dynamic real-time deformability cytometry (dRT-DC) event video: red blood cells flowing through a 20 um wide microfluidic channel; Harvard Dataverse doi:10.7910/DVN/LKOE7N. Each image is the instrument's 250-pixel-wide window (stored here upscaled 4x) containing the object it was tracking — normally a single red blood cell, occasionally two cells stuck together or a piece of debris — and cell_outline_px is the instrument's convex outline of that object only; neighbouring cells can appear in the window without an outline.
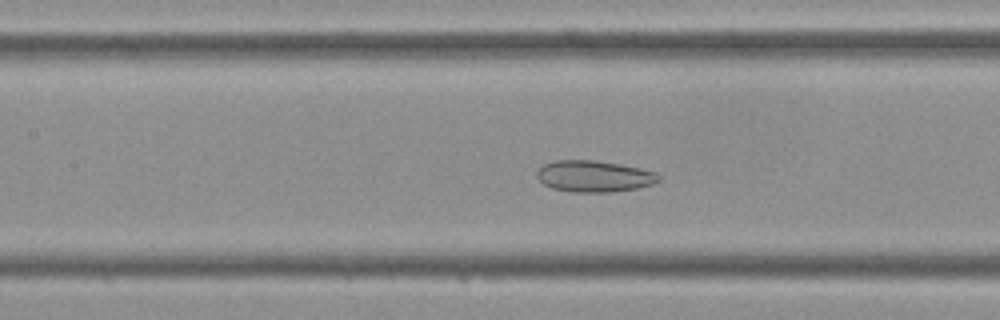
{"species": "Egyptian fruit bat (a non-hibernating species)", "species_latin": "Rousettus aegyptiacus", "temperature_condition": "cold", "stored_images_in_passage": 45, "camera_frame_rate_fps": 3000, "um_per_image_px": 0.085, "frame": {"image": 1, "passage_image": 20, "time_ms": 6.333, "image_size_px": [1000, 320], "cell_outline_px": [[660, 180], [652, 184], [636, 188], [612, 192], [572, 192], [552, 188], [544, 184], [536, 176], [536, 172], [544, 164], [556, 160], [596, 160], [620, 164], [640, 168], [656, 172], [660, 176]], "centroid_in_image_um": [50.5, 14.98], "position_along_channel_um": 156.9, "area_um2": 22.31}}
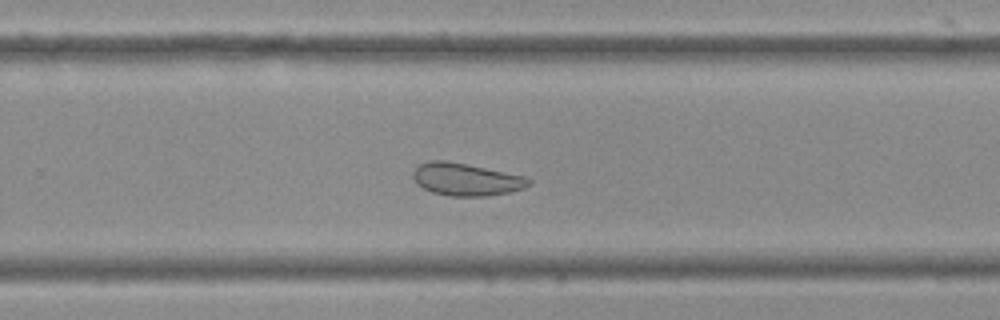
{"frame": {"image": 2, "passage_image": 29, "time_ms": 9.333, "image_size_px": [1000, 320], "cell_outline_px": [[532, 184], [524, 188], [508, 192], [488, 196], [448, 196], [432, 192], [424, 188], [412, 176], [412, 172], [420, 164], [428, 160], [444, 160], [524, 176], [532, 180]], "centroid_in_image_um": [39.63, 15.25], "position_along_channel_um": 290.2, "area_um2": 21.62}}
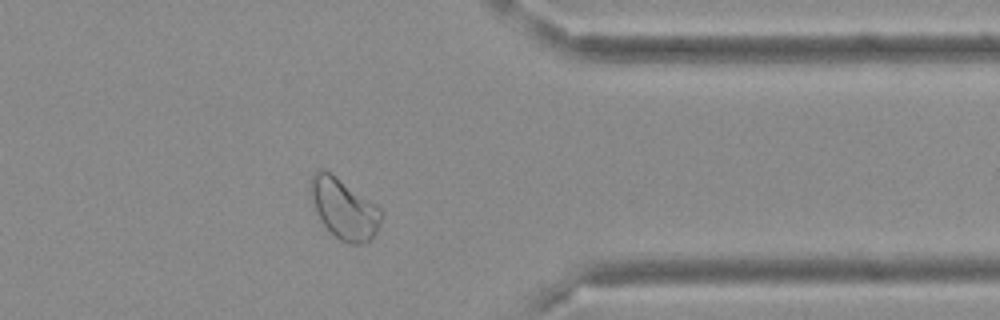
{"frame": {"image": 3, "passage_image": 36, "time_ms": 11.667, "image_size_px": [1000, 320], "cell_outline_px": [[380, 224], [376, 232], [368, 240], [360, 244], [348, 244], [340, 240], [320, 220], [308, 196], [308, 184], [312, 176], [320, 168], [324, 168], [336, 176], [376, 204], [380, 208]], "centroid_in_image_um": [29.17, 17.7], "position_along_channel_um": 382.2, "area_um2": 24.85}}